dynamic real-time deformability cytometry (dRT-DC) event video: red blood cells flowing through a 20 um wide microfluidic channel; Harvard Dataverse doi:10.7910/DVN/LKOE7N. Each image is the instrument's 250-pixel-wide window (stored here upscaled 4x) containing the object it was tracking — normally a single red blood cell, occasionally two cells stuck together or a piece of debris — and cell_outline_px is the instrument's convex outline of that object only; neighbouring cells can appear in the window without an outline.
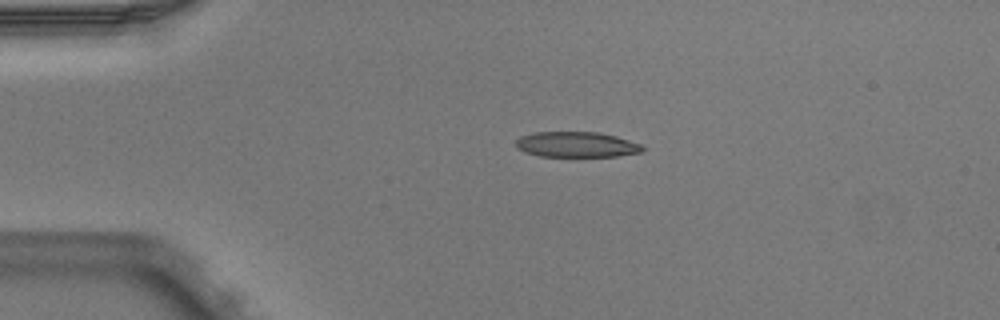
{"species": "Egyptian fruit bat (a non-hibernating species)", "species_latin": "Rousettus aegyptiacus", "temperature_condition": "warm", "stored_images_in_passage": 2, "camera_frame_rate_fps": 3000, "um_per_image_px": 0.085, "animal": {"sex": "male"}, "frame": {"image": 1, "passage_image": 1, "time_ms": 0.0, "image_size_px": [1000, 320], "cell_outline_px": [[644, 148], [640, 152], [616, 156], [540, 156], [516, 148], [516, 140], [520, 136], [536, 132], [596, 132], [616, 136], [640, 144]], "centroid_in_image_um": [48.98, 12.28], "position_along_channel_um": 36.0, "area_um2": 18.5}}